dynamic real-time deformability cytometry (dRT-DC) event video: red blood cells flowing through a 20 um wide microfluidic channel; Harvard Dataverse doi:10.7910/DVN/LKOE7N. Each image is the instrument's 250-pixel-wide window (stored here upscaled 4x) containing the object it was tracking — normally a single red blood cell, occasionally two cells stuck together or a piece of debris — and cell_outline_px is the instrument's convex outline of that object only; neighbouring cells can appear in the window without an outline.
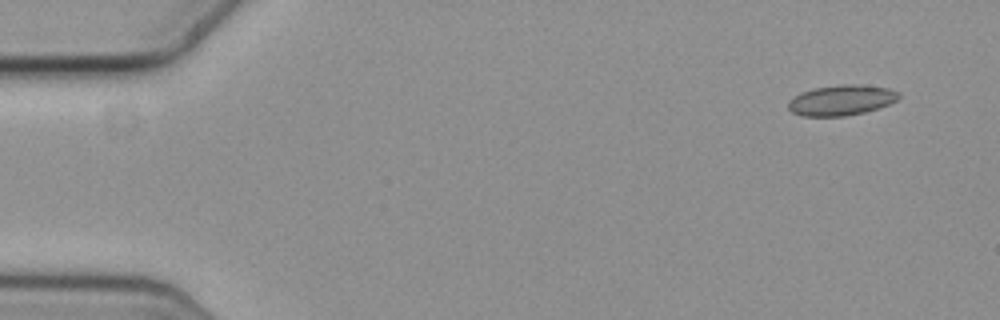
{"species": "common noctule bat (a hibernating species)", "species_latin": "Nyctalus noctula", "temperature_condition": "cold", "stored_images_in_passage": 54, "camera_frame_rate_fps": 3000, "um_per_image_px": 0.085, "animal": {"sex": "female", "body_mass_g": 19.3, "forearm_length_mm": 54.1}, "frame": {"image": 1, "passage_image": 1, "time_ms": 0.0, "image_size_px": [1000, 320], "cell_outline_px": [[900, 96], [896, 100], [880, 108], [864, 112], [844, 116], [800, 116], [792, 112], [788, 108], [788, 100], [800, 92], [816, 88], [840, 84], [856, 84], [888, 88], [900, 92]], "centroid_in_image_um": [71.5, 8.51], "position_along_channel_um": 13.5, "area_um2": 19.65}}
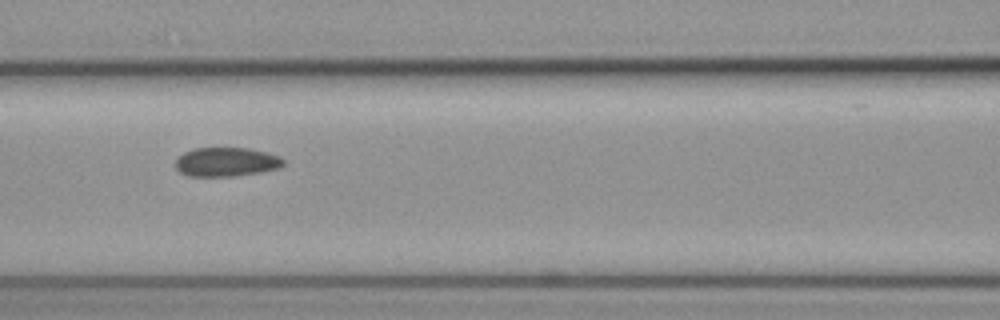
{"frame": {"image": 2, "passage_image": 22, "time_ms": 7.0, "image_size_px": [1000, 320], "cell_outline_px": [[284, 164], [280, 168], [260, 172], [232, 176], [188, 176], [180, 172], [176, 168], [176, 156], [192, 148], [248, 148], [268, 152], [280, 156], [284, 160]], "centroid_in_image_um": [19.23, 13.75], "position_along_channel_um": 147.4, "area_um2": 18.44}}
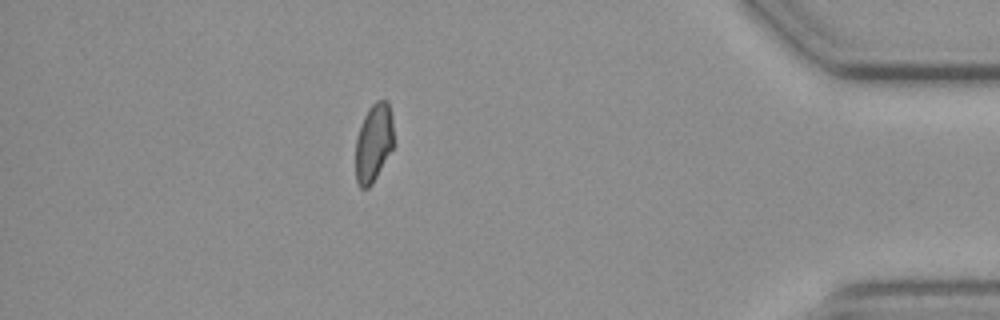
{"frame": {"image": 3, "passage_image": 47, "time_ms": 15.333, "image_size_px": [1000, 320], "cell_outline_px": [[396, 144], [372, 184], [368, 188], [360, 188], [356, 180], [356, 136], [364, 116], [368, 108], [376, 100], [388, 100], [392, 116]], "centroid_in_image_um": [31.8, 12.11], "position_along_channel_um": 403.4, "area_um2": 17.92}, "authors_computed_cell_mechanics": {"area_um2": 18.6694, "velocity_mm_per_s": 3.638, "shape_relaxation_time_tau1_ms": null, "shape_relaxation_time_tau2_ms": 6.0121, "deformation_change_tau1": null, "deformation_change_tau2": 0.1061}}